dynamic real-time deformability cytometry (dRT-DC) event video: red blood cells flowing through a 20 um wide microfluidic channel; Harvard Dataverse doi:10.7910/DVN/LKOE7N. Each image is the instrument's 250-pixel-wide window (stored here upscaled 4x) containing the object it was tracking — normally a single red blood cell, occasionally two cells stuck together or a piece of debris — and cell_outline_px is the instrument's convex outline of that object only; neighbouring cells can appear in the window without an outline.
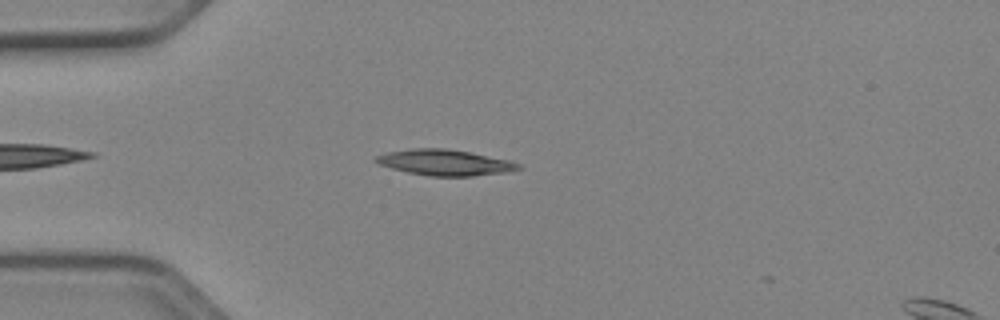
{"species": "Egyptian fruit bat (a non-hibernating species)", "species_latin": "Rousettus aegyptiacus", "temperature_condition": "cold", "stored_images_in_passage": 2, "camera_frame_rate_fps": 3000, "um_per_image_px": 0.085, "animal": {"sex": "female"}, "frame": {"image": 1, "passage_image": 1, "time_ms": 0.0, "image_size_px": [1000, 320], "cell_outline_px": [[524, 168], [508, 172], [472, 176], [428, 176], [408, 172], [392, 168], [380, 164], [372, 160], [376, 156], [388, 152], [412, 148], [444, 148], [472, 152], [508, 160], [520, 164]], "centroid_in_image_um": [37.84, 13.81], "position_along_channel_um": 47.2, "area_um2": 21.5}}